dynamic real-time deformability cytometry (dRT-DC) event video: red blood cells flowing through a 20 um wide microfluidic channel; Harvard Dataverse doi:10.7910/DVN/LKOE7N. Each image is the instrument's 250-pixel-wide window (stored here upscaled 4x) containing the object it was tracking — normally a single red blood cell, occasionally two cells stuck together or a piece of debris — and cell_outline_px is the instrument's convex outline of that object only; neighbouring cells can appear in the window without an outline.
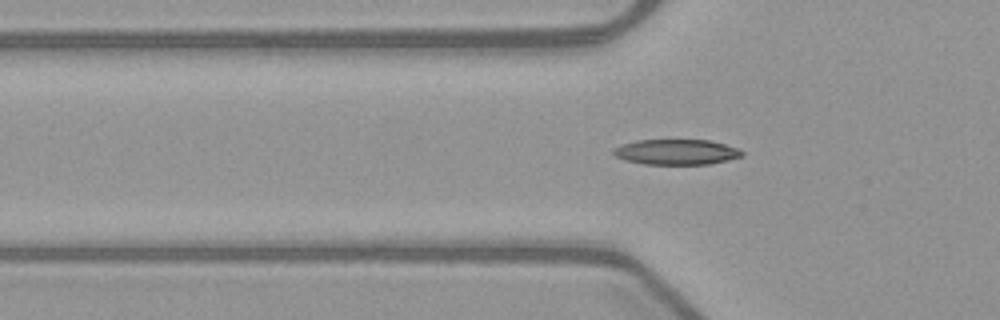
{"species": "common noctule bat (a hibernating species)", "species_latin": "Nyctalus noctula", "temperature_condition": "warm", "stored_images_in_passage": 40, "camera_frame_rate_fps": 3000, "um_per_image_px": 0.085, "animal": {"sex": "female", "body_mass_g": 21.9}, "frame": {"image": 1, "passage_image": 6, "time_ms": 1.667, "image_size_px": [1000, 320], "cell_outline_px": [[744, 156], [728, 160], [708, 164], [644, 164], [624, 160], [616, 156], [612, 152], [612, 148], [620, 144], [636, 140], [708, 140], [724, 144], [736, 148], [744, 152]], "centroid_in_image_um": [57.45, 12.92], "position_along_channel_um": 68.3, "area_um2": 19.07}}
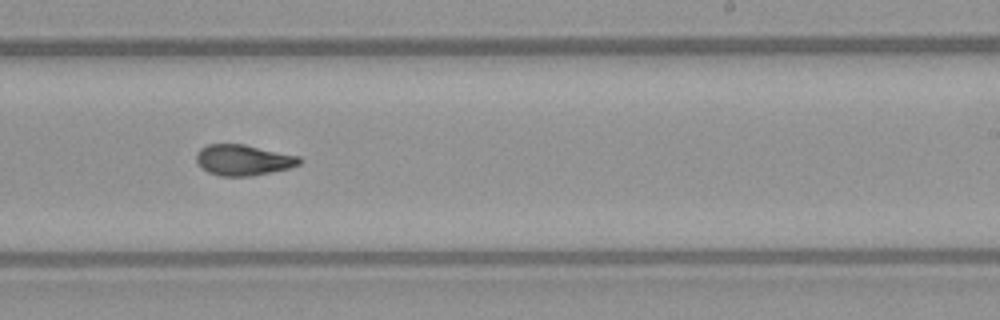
{"frame": {"image": 2, "passage_image": 21, "time_ms": 6.667, "image_size_px": [1000, 320], "cell_outline_px": [[304, 160], [300, 164], [288, 168], [252, 176], [220, 176], [208, 172], [200, 168], [196, 160], [196, 152], [200, 148], [208, 144], [244, 144], [300, 156]], "centroid_in_image_um": [20.67, 13.6], "position_along_channel_um": 268.3, "area_um2": 18.67}}
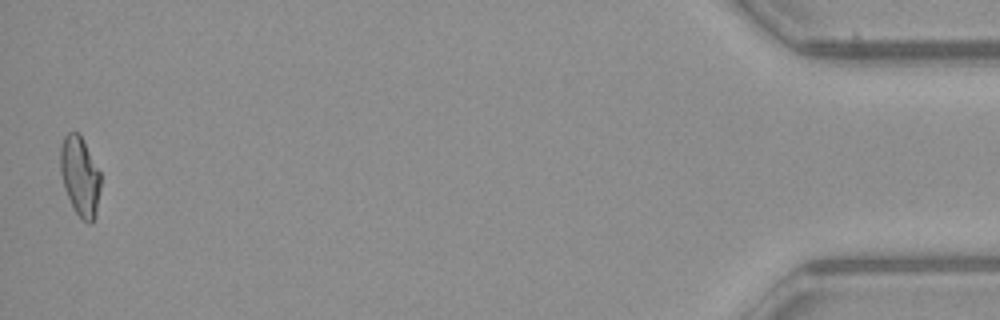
{"frame": {"image": 3, "passage_image": 40, "time_ms": 13.0, "image_size_px": [1000, 320], "cell_outline_px": [[100, 188], [96, 216], [92, 224], [88, 224], [76, 212], [64, 188], [60, 172], [60, 148], [64, 136], [68, 132], [76, 132], [80, 136], [100, 172]], "centroid_in_image_um": [6.79, 15.01], "position_along_channel_um": 428.4, "area_um2": 18.38}, "authors_computed_cell_mechanics": {"area_um2": 18.6116, "velocity_mm_per_s": 3.9852, "shape_relaxation_time_tau1_ms": 7.2779, "shape_relaxation_time_tau2_ms": 2.7733, "deformation_change_tau1": 0.2231, "deformation_change_tau2": 0.1014}}